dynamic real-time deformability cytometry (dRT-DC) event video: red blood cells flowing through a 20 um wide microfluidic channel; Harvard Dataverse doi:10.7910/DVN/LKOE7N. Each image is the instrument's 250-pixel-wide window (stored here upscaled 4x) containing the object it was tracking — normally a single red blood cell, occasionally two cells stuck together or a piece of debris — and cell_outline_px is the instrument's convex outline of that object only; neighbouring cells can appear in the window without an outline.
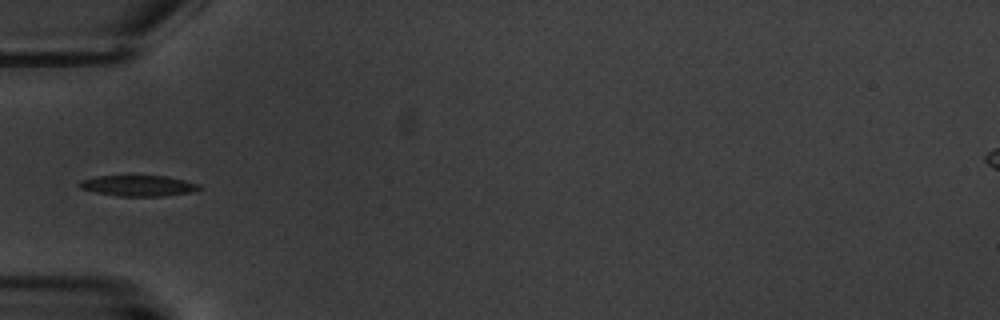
{"species": "common noctule bat (a hibernating species)", "species_latin": "Nyctalus noctula", "temperature_condition": "warm", "stored_images_in_passage": 9, "camera_frame_rate_fps": 3000, "um_per_image_px": 0.085, "animal": {"sex": "male", "body_mass_g": 20.1, "forearm_length_mm": 53.5}, "frame": {"image": 1, "passage_image": 6, "time_ms": 6.0, "image_size_px": [1000, 320], "cell_outline_px": [[200, 188], [192, 192], [164, 196], [120, 196], [96, 192], [80, 188], [76, 184], [80, 180], [96, 176], [168, 176], [184, 180], [196, 184]], "centroid_in_image_um": [11.7, 15.78], "position_along_channel_um": 73.3, "area_um2": 14.39}}
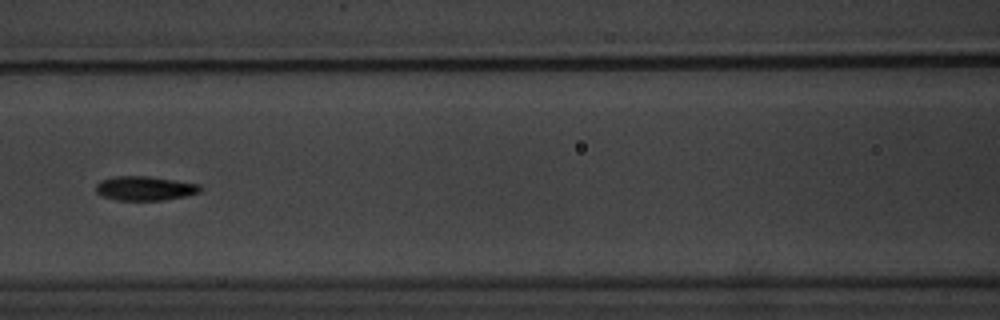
{"frame": {"image": 2, "passage_image": 8, "time_ms": 8.333, "image_size_px": [1000, 320], "cell_outline_px": [[204, 188], [200, 192], [184, 196], [164, 200], [116, 200], [104, 196], [96, 192], [96, 184], [100, 180], [112, 176], [148, 176], [176, 180], [200, 184]], "centroid_in_image_um": [12.33, 16.0], "position_along_channel_um": 154.3, "area_um2": 14.85}}